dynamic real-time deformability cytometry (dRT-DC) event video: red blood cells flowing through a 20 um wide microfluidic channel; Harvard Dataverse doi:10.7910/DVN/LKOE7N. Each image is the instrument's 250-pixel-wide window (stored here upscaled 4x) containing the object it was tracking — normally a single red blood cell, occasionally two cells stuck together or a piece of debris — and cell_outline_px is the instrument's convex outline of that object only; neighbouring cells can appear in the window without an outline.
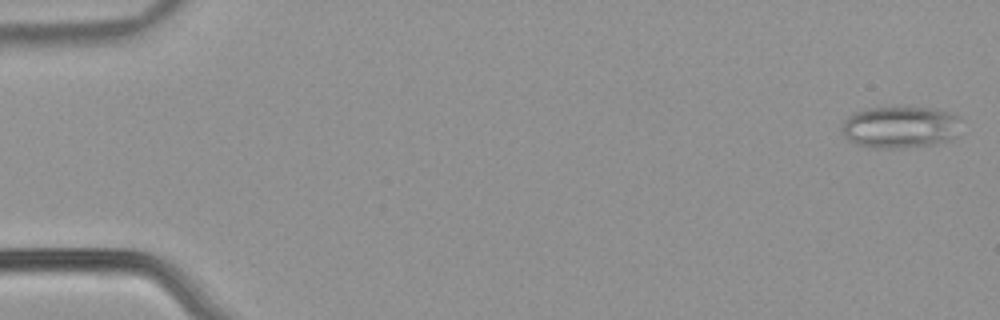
{"species": "common noctule bat (a hibernating species)", "species_latin": "Nyctalus noctula", "temperature_condition": "warm", "stored_images_in_passage": 54, "camera_frame_rate_fps": 3000, "um_per_image_px": 0.085, "animal": {"sex": "male", "body_mass_g": 21.5, "forearm_length_mm": 52.0}, "frame": {"image": 1, "passage_image": 2, "time_ms": 0.333, "image_size_px": [1000, 320], "cell_outline_px": [[960, 120], [956, 136], [952, 140], [936, 144], [900, 148], [872, 148], [856, 144], [848, 140], [844, 136], [844, 120], [848, 116], [856, 112], [868, 108], [932, 108], [948, 112], [960, 116]], "centroid_in_image_um": [76.55, 10.82], "position_along_channel_um": 8.5, "area_um2": 29.02}}
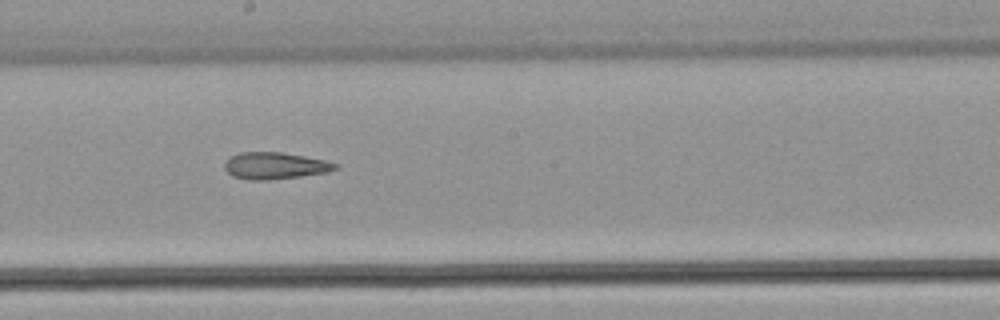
{"frame": {"image": 2, "passage_image": 31, "time_ms": 10.0, "image_size_px": [1000, 320], "cell_outline_px": [[340, 168], [328, 172], [300, 176], [268, 180], [248, 180], [232, 176], [224, 168], [224, 164], [232, 156], [240, 152], [280, 152], [304, 156], [324, 160], [336, 164]], "centroid_in_image_um": [23.37, 14.09], "position_along_channel_um": 224.8, "area_um2": 17.17}}
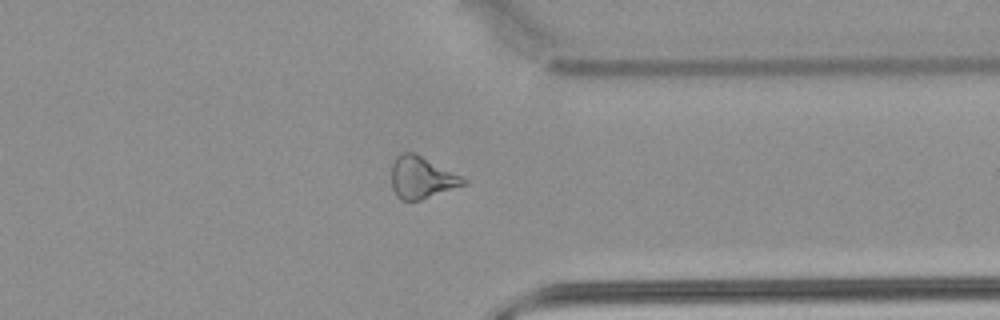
{"frame": {"image": 3, "passage_image": 43, "time_ms": 14.0, "image_size_px": [1000, 320], "cell_outline_px": [[468, 184], [420, 200], [400, 200], [396, 196], [392, 188], [392, 164], [396, 156], [400, 152], [416, 152], [468, 180]], "centroid_in_image_um": [35.84, 15.08], "position_along_channel_um": 375.6, "area_um2": 17.74}, "authors_computed_cell_mechanics": {"area_um2": 19.8832, "velocity_mm_per_s": 3.8428, "shape_relaxation_time_tau1_ms": null, "shape_relaxation_time_tau2_ms": 7.9634, "deformation_change_tau1": null, "deformation_change_tau2": 0.2118}}